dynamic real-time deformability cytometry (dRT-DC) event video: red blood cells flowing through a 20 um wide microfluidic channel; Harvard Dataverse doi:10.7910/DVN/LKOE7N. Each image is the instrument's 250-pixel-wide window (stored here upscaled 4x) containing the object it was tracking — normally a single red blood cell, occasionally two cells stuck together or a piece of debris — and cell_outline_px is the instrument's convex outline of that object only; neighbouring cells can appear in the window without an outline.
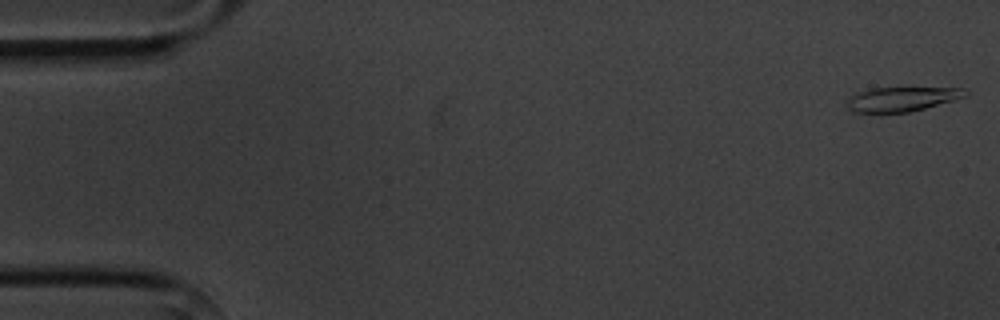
{"species": "common noctule bat (a hibernating species)", "species_latin": "Nyctalus noctula", "temperature_condition": "cold", "stored_images_in_passage": 4, "camera_frame_rate_fps": 3000, "um_per_image_px": 0.085, "animal": {"sex": "male", "body_mass_g": 20.1, "forearm_length_mm": 53.5}, "frame": {"image": 1, "passage_image": 1, "time_ms": 0.0, "image_size_px": [1000, 320], "cell_outline_px": [[968, 92], [964, 96], [956, 100], [908, 112], [880, 116], [852, 112], [848, 108], [848, 100], [852, 96], [860, 92], [872, 88], [964, 88]], "centroid_in_image_um": [76.59, 8.48], "position_along_channel_um": 8.4, "area_um2": 17.28}}